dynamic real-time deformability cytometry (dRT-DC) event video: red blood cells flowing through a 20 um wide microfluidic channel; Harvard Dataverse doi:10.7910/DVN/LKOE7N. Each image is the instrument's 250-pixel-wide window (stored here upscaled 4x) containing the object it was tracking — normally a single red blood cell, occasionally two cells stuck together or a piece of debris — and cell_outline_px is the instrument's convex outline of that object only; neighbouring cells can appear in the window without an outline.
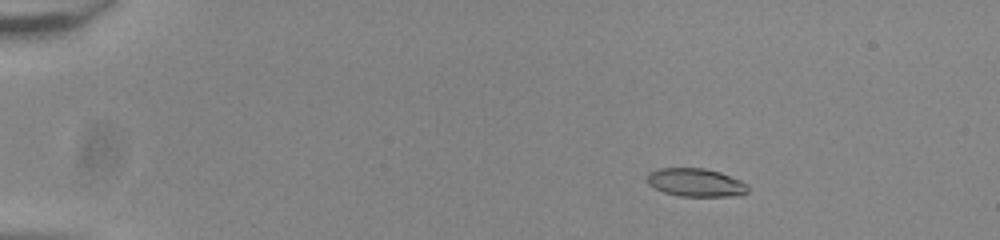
{"species": "common noctule bat (a hibernating species)", "species_latin": "Nyctalus noctula", "temperature_condition": "room temperature", "stored_images_in_passage": 49, "camera_frame_rate_fps": 3000, "um_per_image_px": 0.085, "animal": {"sex": "male", "body_mass_g": 20.0, "forearm_length_mm": 53.3}, "frame": {"image": 1, "passage_image": 10, "time_ms": 3.0, "image_size_px": [1000, 240], "cell_outline_px": [[748, 192], [740, 196], [680, 196], [664, 192], [648, 184], [648, 172], [656, 168], [704, 168], [720, 172], [740, 180], [748, 184]], "centroid_in_image_um": [59.16, 15.51], "position_along_channel_um": 25.8, "area_um2": 16.65}}
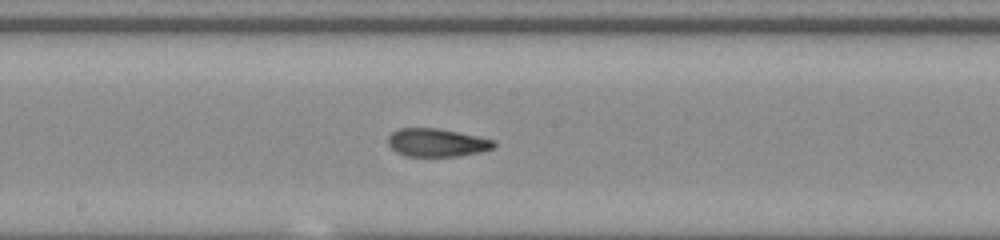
{"frame": {"image": 2, "passage_image": 32, "time_ms": 10.333, "image_size_px": [1000, 240], "cell_outline_px": [[496, 148], [480, 152], [460, 156], [404, 156], [396, 152], [388, 144], [388, 136], [392, 132], [400, 128], [436, 128], [496, 140]], "centroid_in_image_um": [37.14, 12.13], "position_along_channel_um": 211.1, "area_um2": 17.4}}
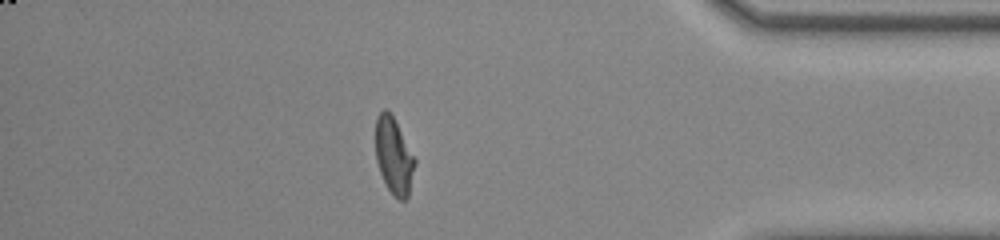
{"frame": {"image": 3, "passage_image": 49, "time_ms": 16.0, "image_size_px": [1000, 240], "cell_outline_px": [[416, 164], [408, 196], [404, 200], [400, 200], [388, 188], [380, 172], [376, 160], [376, 116], [384, 108], [392, 116], [416, 160]], "centroid_in_image_um": [33.47, 13.26], "position_along_channel_um": 401.7, "area_um2": 17.05}, "authors_computed_cell_mechanics": {"area_um2": 17.2822, "velocity_mm_per_s": 3.8727, "shape_relaxation_time_tau1_ms": null, "shape_relaxation_time_tau2_ms": 1.9319, "deformation_change_tau1": null, "deformation_change_tau2": 0.0901}}